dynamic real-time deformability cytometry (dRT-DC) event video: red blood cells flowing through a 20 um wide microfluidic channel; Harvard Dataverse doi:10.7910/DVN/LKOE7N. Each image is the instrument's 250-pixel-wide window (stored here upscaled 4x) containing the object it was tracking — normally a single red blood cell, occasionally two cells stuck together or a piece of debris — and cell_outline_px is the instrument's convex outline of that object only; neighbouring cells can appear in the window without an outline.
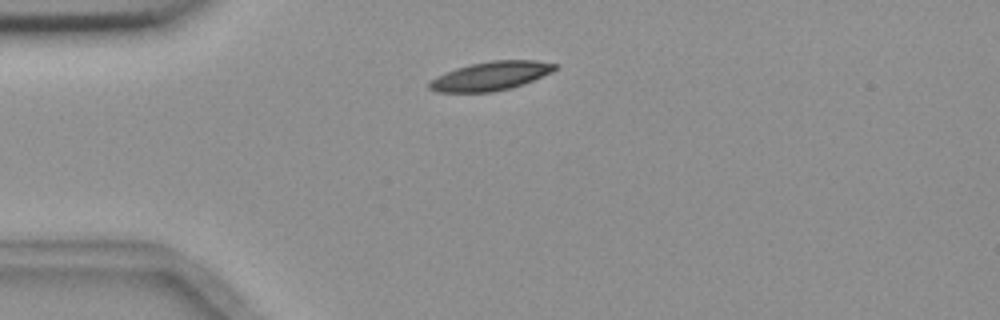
{"species": "common noctule bat (a hibernating species)", "species_latin": "Nyctalus noctula", "temperature_condition": "room temperature", "stored_images_in_passage": 5, "camera_frame_rate_fps": 3000, "um_per_image_px": 0.085, "animal": {"sex": "female", "body_mass_g": 18.4}, "frame": {"image": 1, "passage_image": 1, "time_ms": 0.0, "image_size_px": [1000, 320], "cell_outline_px": [[556, 68], [552, 72], [524, 84], [512, 88], [492, 92], [436, 92], [428, 88], [428, 84], [436, 76], [444, 72], [456, 68], [472, 64], [492, 60], [536, 60], [556, 64]], "centroid_in_image_um": [41.7, 6.46], "position_along_channel_um": 43.3, "area_um2": 21.1}}
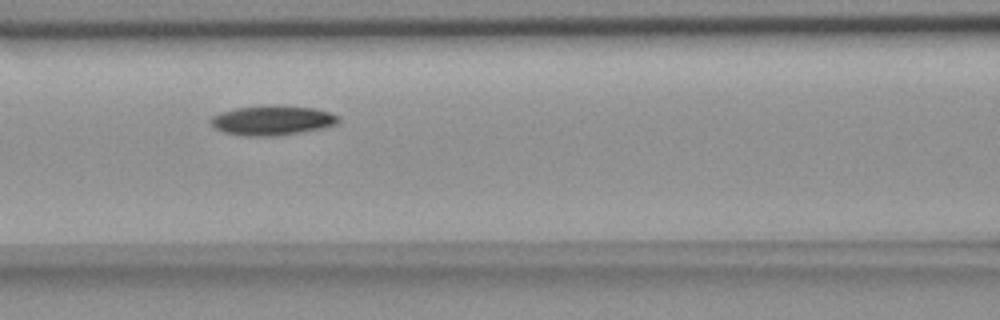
{"frame": {"image": 2, "passage_image": 4, "time_ms": 3.333, "image_size_px": [1000, 320], "cell_outline_px": [[340, 120], [336, 124], [324, 128], [280, 136], [240, 136], [224, 132], [216, 128], [208, 120], [212, 116], [220, 112], [236, 108], [312, 108], [332, 112], [340, 116]], "centroid_in_image_um": [23.16, 10.29], "position_along_channel_um": 143.4, "area_um2": 21.39}}
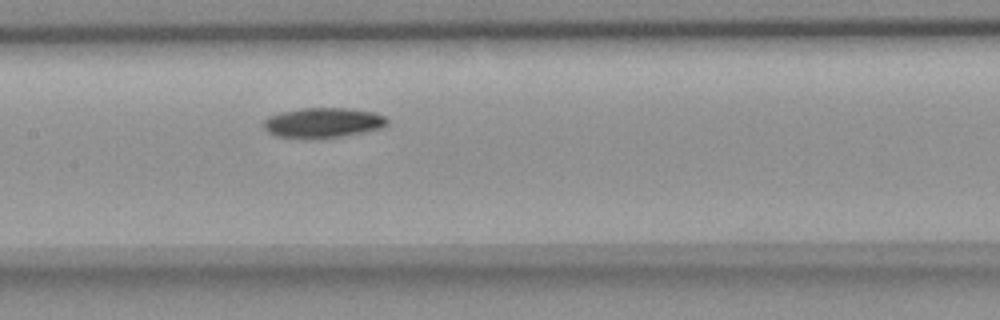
{"frame": {"image": 3, "passage_image": 5, "time_ms": 4.333, "image_size_px": [1000, 320], "cell_outline_px": [[388, 124], [380, 128], [344, 136], [312, 140], [276, 136], [268, 132], [264, 128], [264, 120], [268, 116], [280, 112], [300, 108], [348, 108], [372, 112], [384, 116], [388, 120]], "centroid_in_image_um": [27.41, 10.44], "position_along_channel_um": 180.0, "area_um2": 21.91}}